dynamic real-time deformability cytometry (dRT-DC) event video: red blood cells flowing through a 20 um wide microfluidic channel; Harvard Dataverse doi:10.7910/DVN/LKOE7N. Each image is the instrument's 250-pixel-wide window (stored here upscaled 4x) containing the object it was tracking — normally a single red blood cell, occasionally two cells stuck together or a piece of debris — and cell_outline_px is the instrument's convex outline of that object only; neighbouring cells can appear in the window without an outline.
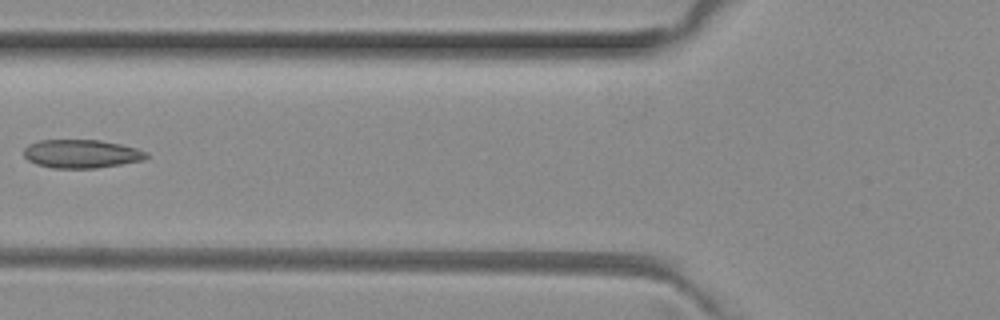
{"species": "common noctule bat (a hibernating species)", "species_latin": "Nyctalus noctula", "temperature_condition": "room temperature", "stored_images_in_passage": 5, "camera_frame_rate_fps": 3000, "um_per_image_px": 0.085, "animal": {"sex": "female", "body_mass_g": 29.2, "forearm_length_mm": 56.3}, "frame": {"image": 1, "passage_image": 4, "time_ms": 1.0, "image_size_px": [1000, 320], "cell_outline_px": [[148, 156], [144, 160], [96, 168], [52, 168], [36, 164], [28, 160], [24, 156], [24, 148], [28, 144], [40, 140], [100, 140], [120, 144], [136, 148], [148, 152]], "centroid_in_image_um": [6.91, 13.07], "position_along_channel_um": 118.9, "area_um2": 20.35}}
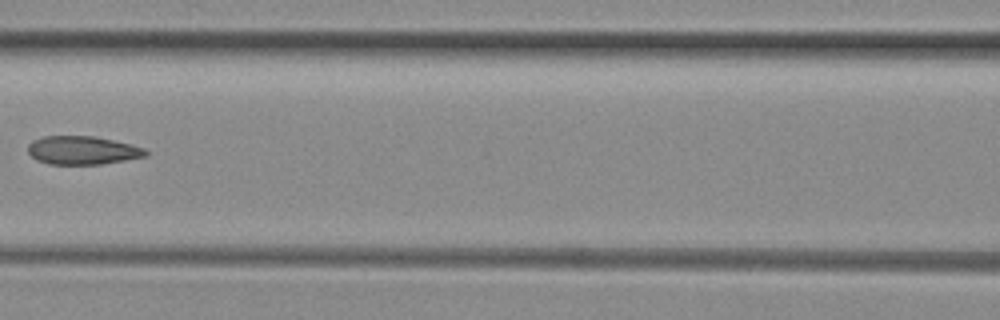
{"frame": {"image": 2, "passage_image": 5, "time_ms": 1.333, "image_size_px": [1000, 320], "cell_outline_px": [[148, 156], [100, 164], [48, 164], [36, 160], [28, 152], [28, 144], [32, 140], [44, 136], [96, 136], [132, 144], [144, 148], [148, 152]], "centroid_in_image_um": [7.01, 12.77], "position_along_channel_um": 159.6, "area_um2": 19.59}}